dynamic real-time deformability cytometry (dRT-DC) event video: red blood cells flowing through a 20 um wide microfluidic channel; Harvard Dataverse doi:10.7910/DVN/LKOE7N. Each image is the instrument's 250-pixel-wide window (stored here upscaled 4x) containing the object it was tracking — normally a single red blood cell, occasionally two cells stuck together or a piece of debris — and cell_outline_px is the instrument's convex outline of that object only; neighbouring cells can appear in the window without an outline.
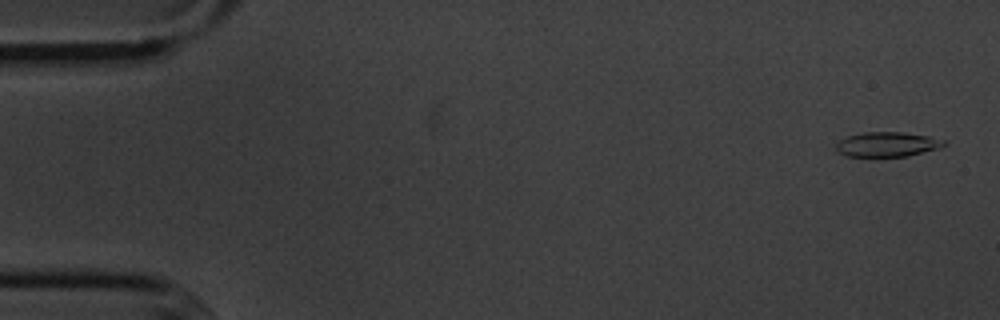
{"species": "common noctule bat (a hibernating species)", "species_latin": "Nyctalus noctula", "temperature_condition": "cold", "stored_images_in_passage": 4, "camera_frame_rate_fps": 3000, "um_per_image_px": 0.085, "animal": {"sex": "male", "body_mass_g": 20.1, "forearm_length_mm": 53.5}, "frame": {"image": 1, "passage_image": 1, "time_ms": 0.0, "image_size_px": [1000, 320], "cell_outline_px": [[944, 144], [940, 148], [908, 156], [848, 156], [840, 152], [836, 148], [836, 144], [840, 140], [848, 136], [864, 132], [904, 132], [928, 136], [944, 140]], "centroid_in_image_um": [75.43, 12.26], "position_along_channel_um": 9.6, "area_um2": 15.32}}